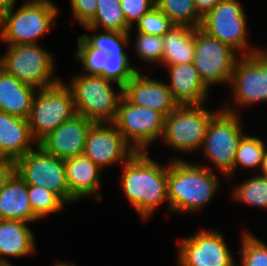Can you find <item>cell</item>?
<instances>
[{
	"mask_svg": "<svg viewBox=\"0 0 267 266\" xmlns=\"http://www.w3.org/2000/svg\"><path fill=\"white\" fill-rule=\"evenodd\" d=\"M123 96L134 105L158 110L165 116L178 106L166 83L144 77L139 72L123 87Z\"/></svg>",
	"mask_w": 267,
	"mask_h": 266,
	"instance_id": "17",
	"label": "cell"
},
{
	"mask_svg": "<svg viewBox=\"0 0 267 266\" xmlns=\"http://www.w3.org/2000/svg\"><path fill=\"white\" fill-rule=\"evenodd\" d=\"M126 23L131 26L132 22L140 18L155 6V0H120Z\"/></svg>",
	"mask_w": 267,
	"mask_h": 266,
	"instance_id": "36",
	"label": "cell"
},
{
	"mask_svg": "<svg viewBox=\"0 0 267 266\" xmlns=\"http://www.w3.org/2000/svg\"><path fill=\"white\" fill-rule=\"evenodd\" d=\"M221 0H194L198 13L203 17L208 11H210Z\"/></svg>",
	"mask_w": 267,
	"mask_h": 266,
	"instance_id": "39",
	"label": "cell"
},
{
	"mask_svg": "<svg viewBox=\"0 0 267 266\" xmlns=\"http://www.w3.org/2000/svg\"><path fill=\"white\" fill-rule=\"evenodd\" d=\"M101 25L105 31L129 32L120 0H98L94 17L84 27L94 30Z\"/></svg>",
	"mask_w": 267,
	"mask_h": 266,
	"instance_id": "25",
	"label": "cell"
},
{
	"mask_svg": "<svg viewBox=\"0 0 267 266\" xmlns=\"http://www.w3.org/2000/svg\"><path fill=\"white\" fill-rule=\"evenodd\" d=\"M32 139L27 119L0 111V159L16 161L32 150Z\"/></svg>",
	"mask_w": 267,
	"mask_h": 266,
	"instance_id": "19",
	"label": "cell"
},
{
	"mask_svg": "<svg viewBox=\"0 0 267 266\" xmlns=\"http://www.w3.org/2000/svg\"><path fill=\"white\" fill-rule=\"evenodd\" d=\"M28 4L54 5L48 0H31L28 2Z\"/></svg>",
	"mask_w": 267,
	"mask_h": 266,
	"instance_id": "42",
	"label": "cell"
},
{
	"mask_svg": "<svg viewBox=\"0 0 267 266\" xmlns=\"http://www.w3.org/2000/svg\"><path fill=\"white\" fill-rule=\"evenodd\" d=\"M98 0H71V9L74 16L84 26L95 15Z\"/></svg>",
	"mask_w": 267,
	"mask_h": 266,
	"instance_id": "37",
	"label": "cell"
},
{
	"mask_svg": "<svg viewBox=\"0 0 267 266\" xmlns=\"http://www.w3.org/2000/svg\"><path fill=\"white\" fill-rule=\"evenodd\" d=\"M234 196L241 202L267 208V178L255 176L240 185Z\"/></svg>",
	"mask_w": 267,
	"mask_h": 266,
	"instance_id": "30",
	"label": "cell"
},
{
	"mask_svg": "<svg viewBox=\"0 0 267 266\" xmlns=\"http://www.w3.org/2000/svg\"><path fill=\"white\" fill-rule=\"evenodd\" d=\"M28 197L33 213L40 219L48 213L61 209L64 201L44 187L28 185Z\"/></svg>",
	"mask_w": 267,
	"mask_h": 266,
	"instance_id": "28",
	"label": "cell"
},
{
	"mask_svg": "<svg viewBox=\"0 0 267 266\" xmlns=\"http://www.w3.org/2000/svg\"><path fill=\"white\" fill-rule=\"evenodd\" d=\"M173 26L172 21L156 5L137 22L138 32L158 36H163Z\"/></svg>",
	"mask_w": 267,
	"mask_h": 266,
	"instance_id": "32",
	"label": "cell"
},
{
	"mask_svg": "<svg viewBox=\"0 0 267 266\" xmlns=\"http://www.w3.org/2000/svg\"><path fill=\"white\" fill-rule=\"evenodd\" d=\"M70 201L94 194L100 183L98 167L84 154L64 160Z\"/></svg>",
	"mask_w": 267,
	"mask_h": 266,
	"instance_id": "22",
	"label": "cell"
},
{
	"mask_svg": "<svg viewBox=\"0 0 267 266\" xmlns=\"http://www.w3.org/2000/svg\"><path fill=\"white\" fill-rule=\"evenodd\" d=\"M162 62L166 65L193 63L195 28L174 25L163 36Z\"/></svg>",
	"mask_w": 267,
	"mask_h": 266,
	"instance_id": "23",
	"label": "cell"
},
{
	"mask_svg": "<svg viewBox=\"0 0 267 266\" xmlns=\"http://www.w3.org/2000/svg\"><path fill=\"white\" fill-rule=\"evenodd\" d=\"M95 123L87 135L83 154L91 159L98 167L110 165L113 162L129 160L136 151L118 131L115 126L111 128ZM125 158V159H124Z\"/></svg>",
	"mask_w": 267,
	"mask_h": 266,
	"instance_id": "15",
	"label": "cell"
},
{
	"mask_svg": "<svg viewBox=\"0 0 267 266\" xmlns=\"http://www.w3.org/2000/svg\"><path fill=\"white\" fill-rule=\"evenodd\" d=\"M137 36L136 51L139 56L148 62H162L164 47L162 36L140 32Z\"/></svg>",
	"mask_w": 267,
	"mask_h": 266,
	"instance_id": "35",
	"label": "cell"
},
{
	"mask_svg": "<svg viewBox=\"0 0 267 266\" xmlns=\"http://www.w3.org/2000/svg\"><path fill=\"white\" fill-rule=\"evenodd\" d=\"M94 124L84 116L75 114L37 145L45 152L62 160L82 155L87 135Z\"/></svg>",
	"mask_w": 267,
	"mask_h": 266,
	"instance_id": "16",
	"label": "cell"
},
{
	"mask_svg": "<svg viewBox=\"0 0 267 266\" xmlns=\"http://www.w3.org/2000/svg\"><path fill=\"white\" fill-rule=\"evenodd\" d=\"M128 61L127 54H109L102 70V77L116 82L120 91L137 73Z\"/></svg>",
	"mask_w": 267,
	"mask_h": 266,
	"instance_id": "27",
	"label": "cell"
},
{
	"mask_svg": "<svg viewBox=\"0 0 267 266\" xmlns=\"http://www.w3.org/2000/svg\"><path fill=\"white\" fill-rule=\"evenodd\" d=\"M0 60V67L24 84L34 88H48L60 82L51 79L53 60L49 52L37 44L10 45Z\"/></svg>",
	"mask_w": 267,
	"mask_h": 266,
	"instance_id": "5",
	"label": "cell"
},
{
	"mask_svg": "<svg viewBox=\"0 0 267 266\" xmlns=\"http://www.w3.org/2000/svg\"><path fill=\"white\" fill-rule=\"evenodd\" d=\"M155 5L177 26L198 28L202 16L198 13L194 0H155Z\"/></svg>",
	"mask_w": 267,
	"mask_h": 266,
	"instance_id": "26",
	"label": "cell"
},
{
	"mask_svg": "<svg viewBox=\"0 0 267 266\" xmlns=\"http://www.w3.org/2000/svg\"><path fill=\"white\" fill-rule=\"evenodd\" d=\"M77 44L79 48L76 56L83 63L84 69L89 72L88 75L102 77L108 54L102 49L92 47L82 36L78 38Z\"/></svg>",
	"mask_w": 267,
	"mask_h": 266,
	"instance_id": "31",
	"label": "cell"
},
{
	"mask_svg": "<svg viewBox=\"0 0 267 266\" xmlns=\"http://www.w3.org/2000/svg\"><path fill=\"white\" fill-rule=\"evenodd\" d=\"M242 266H267V246L253 235L243 236Z\"/></svg>",
	"mask_w": 267,
	"mask_h": 266,
	"instance_id": "33",
	"label": "cell"
},
{
	"mask_svg": "<svg viewBox=\"0 0 267 266\" xmlns=\"http://www.w3.org/2000/svg\"><path fill=\"white\" fill-rule=\"evenodd\" d=\"M240 127L236 113L227 105L211 119L202 144L206 156L226 177L232 175L236 150L244 136Z\"/></svg>",
	"mask_w": 267,
	"mask_h": 266,
	"instance_id": "7",
	"label": "cell"
},
{
	"mask_svg": "<svg viewBox=\"0 0 267 266\" xmlns=\"http://www.w3.org/2000/svg\"><path fill=\"white\" fill-rule=\"evenodd\" d=\"M168 168L169 210L195 211L211 199L218 188V179L211 168L174 160Z\"/></svg>",
	"mask_w": 267,
	"mask_h": 266,
	"instance_id": "2",
	"label": "cell"
},
{
	"mask_svg": "<svg viewBox=\"0 0 267 266\" xmlns=\"http://www.w3.org/2000/svg\"><path fill=\"white\" fill-rule=\"evenodd\" d=\"M1 266H11L10 263L8 264H2Z\"/></svg>",
	"mask_w": 267,
	"mask_h": 266,
	"instance_id": "44",
	"label": "cell"
},
{
	"mask_svg": "<svg viewBox=\"0 0 267 266\" xmlns=\"http://www.w3.org/2000/svg\"><path fill=\"white\" fill-rule=\"evenodd\" d=\"M233 51L200 27L195 28L193 64L207 86L218 82H231L237 60Z\"/></svg>",
	"mask_w": 267,
	"mask_h": 266,
	"instance_id": "11",
	"label": "cell"
},
{
	"mask_svg": "<svg viewBox=\"0 0 267 266\" xmlns=\"http://www.w3.org/2000/svg\"><path fill=\"white\" fill-rule=\"evenodd\" d=\"M57 12L54 5L27 2L15 13L7 10L0 14V38L10 45L36 44L35 40L50 29Z\"/></svg>",
	"mask_w": 267,
	"mask_h": 266,
	"instance_id": "6",
	"label": "cell"
},
{
	"mask_svg": "<svg viewBox=\"0 0 267 266\" xmlns=\"http://www.w3.org/2000/svg\"><path fill=\"white\" fill-rule=\"evenodd\" d=\"M165 117L158 110L134 105L122 96L111 125L118 129L127 142L133 140V149L141 152L150 142L162 137Z\"/></svg>",
	"mask_w": 267,
	"mask_h": 266,
	"instance_id": "10",
	"label": "cell"
},
{
	"mask_svg": "<svg viewBox=\"0 0 267 266\" xmlns=\"http://www.w3.org/2000/svg\"><path fill=\"white\" fill-rule=\"evenodd\" d=\"M35 89L0 67V111L28 119Z\"/></svg>",
	"mask_w": 267,
	"mask_h": 266,
	"instance_id": "20",
	"label": "cell"
},
{
	"mask_svg": "<svg viewBox=\"0 0 267 266\" xmlns=\"http://www.w3.org/2000/svg\"><path fill=\"white\" fill-rule=\"evenodd\" d=\"M107 34L93 35L92 38L87 35H82V37L95 48L104 50L109 54H126L122 48V44H127V39L129 38L128 32H116V31H106ZM122 43V44H121Z\"/></svg>",
	"mask_w": 267,
	"mask_h": 266,
	"instance_id": "34",
	"label": "cell"
},
{
	"mask_svg": "<svg viewBox=\"0 0 267 266\" xmlns=\"http://www.w3.org/2000/svg\"><path fill=\"white\" fill-rule=\"evenodd\" d=\"M16 173V163L11 159H0V192Z\"/></svg>",
	"mask_w": 267,
	"mask_h": 266,
	"instance_id": "38",
	"label": "cell"
},
{
	"mask_svg": "<svg viewBox=\"0 0 267 266\" xmlns=\"http://www.w3.org/2000/svg\"><path fill=\"white\" fill-rule=\"evenodd\" d=\"M111 80L97 75H78L69 87L77 114L94 123H112L115 119L123 91L115 94ZM106 121V122H105Z\"/></svg>",
	"mask_w": 267,
	"mask_h": 266,
	"instance_id": "3",
	"label": "cell"
},
{
	"mask_svg": "<svg viewBox=\"0 0 267 266\" xmlns=\"http://www.w3.org/2000/svg\"><path fill=\"white\" fill-rule=\"evenodd\" d=\"M65 85L60 81L54 86L42 88L33 98L27 120L31 134L34 139L38 138V143L77 114L73 94Z\"/></svg>",
	"mask_w": 267,
	"mask_h": 266,
	"instance_id": "4",
	"label": "cell"
},
{
	"mask_svg": "<svg viewBox=\"0 0 267 266\" xmlns=\"http://www.w3.org/2000/svg\"><path fill=\"white\" fill-rule=\"evenodd\" d=\"M27 222L0 220V263L8 264L2 255L24 256L34 252L33 234Z\"/></svg>",
	"mask_w": 267,
	"mask_h": 266,
	"instance_id": "24",
	"label": "cell"
},
{
	"mask_svg": "<svg viewBox=\"0 0 267 266\" xmlns=\"http://www.w3.org/2000/svg\"><path fill=\"white\" fill-rule=\"evenodd\" d=\"M215 115L200 105H178L165 117L162 136L176 150H195L203 144L209 123Z\"/></svg>",
	"mask_w": 267,
	"mask_h": 266,
	"instance_id": "9",
	"label": "cell"
},
{
	"mask_svg": "<svg viewBox=\"0 0 267 266\" xmlns=\"http://www.w3.org/2000/svg\"><path fill=\"white\" fill-rule=\"evenodd\" d=\"M261 168L264 174V175L262 174L261 176H264L267 178V150L265 151Z\"/></svg>",
	"mask_w": 267,
	"mask_h": 266,
	"instance_id": "41",
	"label": "cell"
},
{
	"mask_svg": "<svg viewBox=\"0 0 267 266\" xmlns=\"http://www.w3.org/2000/svg\"><path fill=\"white\" fill-rule=\"evenodd\" d=\"M62 266H74V265H72V264L62 263Z\"/></svg>",
	"mask_w": 267,
	"mask_h": 266,
	"instance_id": "43",
	"label": "cell"
},
{
	"mask_svg": "<svg viewBox=\"0 0 267 266\" xmlns=\"http://www.w3.org/2000/svg\"><path fill=\"white\" fill-rule=\"evenodd\" d=\"M171 85H167L178 105H202L208 86L194 67L193 63L167 65Z\"/></svg>",
	"mask_w": 267,
	"mask_h": 266,
	"instance_id": "18",
	"label": "cell"
},
{
	"mask_svg": "<svg viewBox=\"0 0 267 266\" xmlns=\"http://www.w3.org/2000/svg\"><path fill=\"white\" fill-rule=\"evenodd\" d=\"M37 219L31 209L28 185L15 173L0 192V220L30 222Z\"/></svg>",
	"mask_w": 267,
	"mask_h": 266,
	"instance_id": "21",
	"label": "cell"
},
{
	"mask_svg": "<svg viewBox=\"0 0 267 266\" xmlns=\"http://www.w3.org/2000/svg\"><path fill=\"white\" fill-rule=\"evenodd\" d=\"M15 0H0V14L3 12L13 9Z\"/></svg>",
	"mask_w": 267,
	"mask_h": 266,
	"instance_id": "40",
	"label": "cell"
},
{
	"mask_svg": "<svg viewBox=\"0 0 267 266\" xmlns=\"http://www.w3.org/2000/svg\"><path fill=\"white\" fill-rule=\"evenodd\" d=\"M124 164L123 189L141 217L147 218L168 199V167H161L143 151L136 152Z\"/></svg>",
	"mask_w": 267,
	"mask_h": 266,
	"instance_id": "1",
	"label": "cell"
},
{
	"mask_svg": "<svg viewBox=\"0 0 267 266\" xmlns=\"http://www.w3.org/2000/svg\"><path fill=\"white\" fill-rule=\"evenodd\" d=\"M236 61L231 83L240 104L267 101V52L249 51Z\"/></svg>",
	"mask_w": 267,
	"mask_h": 266,
	"instance_id": "13",
	"label": "cell"
},
{
	"mask_svg": "<svg viewBox=\"0 0 267 266\" xmlns=\"http://www.w3.org/2000/svg\"><path fill=\"white\" fill-rule=\"evenodd\" d=\"M200 28L233 50L247 46L246 18L236 0H221L202 17Z\"/></svg>",
	"mask_w": 267,
	"mask_h": 266,
	"instance_id": "12",
	"label": "cell"
},
{
	"mask_svg": "<svg viewBox=\"0 0 267 266\" xmlns=\"http://www.w3.org/2000/svg\"><path fill=\"white\" fill-rule=\"evenodd\" d=\"M265 151L261 139L244 135L236 150L234 168L238 163L245 167L262 166Z\"/></svg>",
	"mask_w": 267,
	"mask_h": 266,
	"instance_id": "29",
	"label": "cell"
},
{
	"mask_svg": "<svg viewBox=\"0 0 267 266\" xmlns=\"http://www.w3.org/2000/svg\"><path fill=\"white\" fill-rule=\"evenodd\" d=\"M37 147L15 161L16 173L27 185L44 187L70 202L64 160Z\"/></svg>",
	"mask_w": 267,
	"mask_h": 266,
	"instance_id": "8",
	"label": "cell"
},
{
	"mask_svg": "<svg viewBox=\"0 0 267 266\" xmlns=\"http://www.w3.org/2000/svg\"><path fill=\"white\" fill-rule=\"evenodd\" d=\"M181 266H234L222 235L217 231L199 232L179 242Z\"/></svg>",
	"mask_w": 267,
	"mask_h": 266,
	"instance_id": "14",
	"label": "cell"
}]
</instances>
